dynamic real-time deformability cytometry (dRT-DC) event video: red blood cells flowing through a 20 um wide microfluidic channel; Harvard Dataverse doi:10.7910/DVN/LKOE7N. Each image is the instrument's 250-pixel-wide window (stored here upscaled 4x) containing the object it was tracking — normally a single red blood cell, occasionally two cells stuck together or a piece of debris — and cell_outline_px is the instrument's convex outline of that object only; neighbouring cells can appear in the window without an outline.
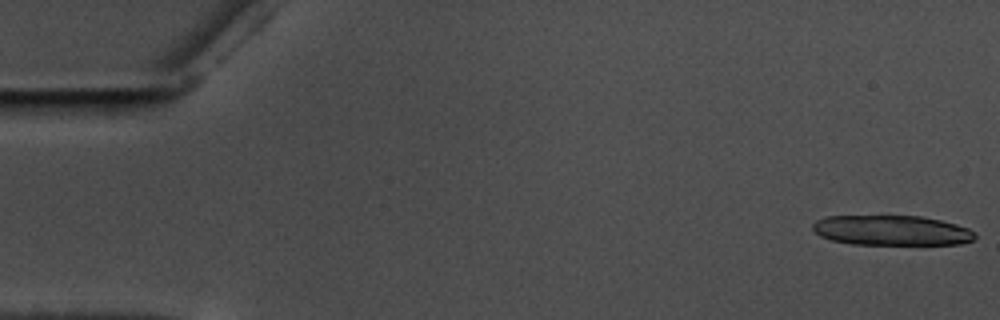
{"species": "common noctule bat (a hibernating species)", "species_latin": "Nyctalus noctula", "temperature_condition": "warm", "stored_images_in_passage": 16, "camera_frame_rate_fps": 3000, "um_per_image_px": 0.085, "animal": {"sex": "male", "body_mass_g": 17.5, "forearm_length_mm": 52.3}, "frame": {"image": 1, "passage_image": 1, "time_ms": 0.0, "image_size_px": [1000, 320], "cell_outline_px": [[976, 236], [972, 240], [960, 244], [852, 244], [832, 240], [820, 236], [812, 228], [812, 224], [816, 220], [828, 216], [920, 216], [940, 220], [956, 224], [968, 228], [976, 232]], "centroid_in_image_um": [75.79, 19.58], "position_along_channel_um": 9.2, "area_um2": 28.32}}